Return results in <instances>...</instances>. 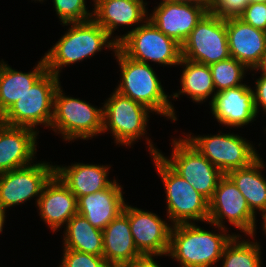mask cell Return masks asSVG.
<instances>
[{"instance_id":"obj_1","label":"cell","mask_w":266,"mask_h":267,"mask_svg":"<svg viewBox=\"0 0 266 267\" xmlns=\"http://www.w3.org/2000/svg\"><path fill=\"white\" fill-rule=\"evenodd\" d=\"M207 224L218 228V233L205 230L196 223L172 226L168 256L174 258L180 267H217L225 246L235 235H240L228 234V228L214 223Z\"/></svg>"},{"instance_id":"obj_2","label":"cell","mask_w":266,"mask_h":267,"mask_svg":"<svg viewBox=\"0 0 266 267\" xmlns=\"http://www.w3.org/2000/svg\"><path fill=\"white\" fill-rule=\"evenodd\" d=\"M61 25L69 28L44 55L47 71L57 77L67 65L90 59L104 48L112 52L118 48V43L93 19Z\"/></svg>"},{"instance_id":"obj_3","label":"cell","mask_w":266,"mask_h":267,"mask_svg":"<svg viewBox=\"0 0 266 267\" xmlns=\"http://www.w3.org/2000/svg\"><path fill=\"white\" fill-rule=\"evenodd\" d=\"M114 56L121 72L120 82L114 90L175 122L177 115L170 101L171 96L164 91L152 65L134 61L118 48Z\"/></svg>"},{"instance_id":"obj_4","label":"cell","mask_w":266,"mask_h":267,"mask_svg":"<svg viewBox=\"0 0 266 267\" xmlns=\"http://www.w3.org/2000/svg\"><path fill=\"white\" fill-rule=\"evenodd\" d=\"M166 194V219L172 225L208 222L209 201L179 176L160 155H151Z\"/></svg>"},{"instance_id":"obj_5","label":"cell","mask_w":266,"mask_h":267,"mask_svg":"<svg viewBox=\"0 0 266 267\" xmlns=\"http://www.w3.org/2000/svg\"><path fill=\"white\" fill-rule=\"evenodd\" d=\"M149 154L160 155L161 158L183 179H185L198 193L210 201L214 195L218 181L224 175L217 167L210 163L185 138H172L171 156L166 157L146 135Z\"/></svg>"},{"instance_id":"obj_6","label":"cell","mask_w":266,"mask_h":267,"mask_svg":"<svg viewBox=\"0 0 266 267\" xmlns=\"http://www.w3.org/2000/svg\"><path fill=\"white\" fill-rule=\"evenodd\" d=\"M61 84L54 95L53 118L50 129L61 134L65 141L88 140L102 134L103 107L66 96ZM78 138V139H77Z\"/></svg>"},{"instance_id":"obj_7","label":"cell","mask_w":266,"mask_h":267,"mask_svg":"<svg viewBox=\"0 0 266 267\" xmlns=\"http://www.w3.org/2000/svg\"><path fill=\"white\" fill-rule=\"evenodd\" d=\"M61 84L60 78L46 71L28 91L0 118L9 126L37 129L44 125L50 129L53 118L54 95Z\"/></svg>"},{"instance_id":"obj_8","label":"cell","mask_w":266,"mask_h":267,"mask_svg":"<svg viewBox=\"0 0 266 267\" xmlns=\"http://www.w3.org/2000/svg\"><path fill=\"white\" fill-rule=\"evenodd\" d=\"M118 49L130 59L161 66H178L181 59V45L161 32L149 19L134 31L117 35Z\"/></svg>"},{"instance_id":"obj_9","label":"cell","mask_w":266,"mask_h":267,"mask_svg":"<svg viewBox=\"0 0 266 267\" xmlns=\"http://www.w3.org/2000/svg\"><path fill=\"white\" fill-rule=\"evenodd\" d=\"M103 107V131L110 132L115 145L131 147L147 134L150 113L145 105L134 101L114 90Z\"/></svg>"},{"instance_id":"obj_10","label":"cell","mask_w":266,"mask_h":267,"mask_svg":"<svg viewBox=\"0 0 266 267\" xmlns=\"http://www.w3.org/2000/svg\"><path fill=\"white\" fill-rule=\"evenodd\" d=\"M190 132L184 137L210 163L217 167L224 175L228 172L249 166L258 157V151L253 142L234 133L194 136Z\"/></svg>"},{"instance_id":"obj_11","label":"cell","mask_w":266,"mask_h":267,"mask_svg":"<svg viewBox=\"0 0 266 267\" xmlns=\"http://www.w3.org/2000/svg\"><path fill=\"white\" fill-rule=\"evenodd\" d=\"M229 57L226 20L208 11L181 45V58L211 65Z\"/></svg>"},{"instance_id":"obj_12","label":"cell","mask_w":266,"mask_h":267,"mask_svg":"<svg viewBox=\"0 0 266 267\" xmlns=\"http://www.w3.org/2000/svg\"><path fill=\"white\" fill-rule=\"evenodd\" d=\"M35 162L0 174L1 210L7 211L35 197L37 205L44 186L55 174V165L45 161Z\"/></svg>"},{"instance_id":"obj_13","label":"cell","mask_w":266,"mask_h":267,"mask_svg":"<svg viewBox=\"0 0 266 267\" xmlns=\"http://www.w3.org/2000/svg\"><path fill=\"white\" fill-rule=\"evenodd\" d=\"M224 220L246 236L252 238L256 236V215L250 210L244 196L227 175L220 178L214 195L209 201L208 222L226 228Z\"/></svg>"},{"instance_id":"obj_14","label":"cell","mask_w":266,"mask_h":267,"mask_svg":"<svg viewBox=\"0 0 266 267\" xmlns=\"http://www.w3.org/2000/svg\"><path fill=\"white\" fill-rule=\"evenodd\" d=\"M208 11L204 2L162 0L148 14V19L166 36L182 45Z\"/></svg>"},{"instance_id":"obj_15","label":"cell","mask_w":266,"mask_h":267,"mask_svg":"<svg viewBox=\"0 0 266 267\" xmlns=\"http://www.w3.org/2000/svg\"><path fill=\"white\" fill-rule=\"evenodd\" d=\"M134 243L142 255L168 256L172 224L156 213L125 204Z\"/></svg>"},{"instance_id":"obj_16","label":"cell","mask_w":266,"mask_h":267,"mask_svg":"<svg viewBox=\"0 0 266 267\" xmlns=\"http://www.w3.org/2000/svg\"><path fill=\"white\" fill-rule=\"evenodd\" d=\"M209 105L214 119L230 128L244 127L258 116L253 89L246 83L217 92Z\"/></svg>"},{"instance_id":"obj_17","label":"cell","mask_w":266,"mask_h":267,"mask_svg":"<svg viewBox=\"0 0 266 267\" xmlns=\"http://www.w3.org/2000/svg\"><path fill=\"white\" fill-rule=\"evenodd\" d=\"M38 134L34 129L0 121V174L34 162Z\"/></svg>"},{"instance_id":"obj_18","label":"cell","mask_w":266,"mask_h":267,"mask_svg":"<svg viewBox=\"0 0 266 267\" xmlns=\"http://www.w3.org/2000/svg\"><path fill=\"white\" fill-rule=\"evenodd\" d=\"M36 206L40 218L53 233L78 213L77 197L56 174L44 186Z\"/></svg>"},{"instance_id":"obj_19","label":"cell","mask_w":266,"mask_h":267,"mask_svg":"<svg viewBox=\"0 0 266 267\" xmlns=\"http://www.w3.org/2000/svg\"><path fill=\"white\" fill-rule=\"evenodd\" d=\"M92 19L112 38L118 27H131L129 33L148 19L147 3L144 0H92ZM141 23V24H140ZM136 27H132L135 26Z\"/></svg>"},{"instance_id":"obj_20","label":"cell","mask_w":266,"mask_h":267,"mask_svg":"<svg viewBox=\"0 0 266 267\" xmlns=\"http://www.w3.org/2000/svg\"><path fill=\"white\" fill-rule=\"evenodd\" d=\"M226 31L230 57L249 70L256 69L266 51V32L240 18L226 19Z\"/></svg>"},{"instance_id":"obj_21","label":"cell","mask_w":266,"mask_h":267,"mask_svg":"<svg viewBox=\"0 0 266 267\" xmlns=\"http://www.w3.org/2000/svg\"><path fill=\"white\" fill-rule=\"evenodd\" d=\"M123 187L115 180L108 188L77 199L78 214L85 217L95 228L104 230L123 212L126 200Z\"/></svg>"},{"instance_id":"obj_22","label":"cell","mask_w":266,"mask_h":267,"mask_svg":"<svg viewBox=\"0 0 266 267\" xmlns=\"http://www.w3.org/2000/svg\"><path fill=\"white\" fill-rule=\"evenodd\" d=\"M103 232V257L110 267H128L142 254L130 230L128 215L123 211Z\"/></svg>"},{"instance_id":"obj_23","label":"cell","mask_w":266,"mask_h":267,"mask_svg":"<svg viewBox=\"0 0 266 267\" xmlns=\"http://www.w3.org/2000/svg\"><path fill=\"white\" fill-rule=\"evenodd\" d=\"M111 165L72 163L71 165H55V174L77 197L92 194L108 188L114 181L110 180Z\"/></svg>"},{"instance_id":"obj_24","label":"cell","mask_w":266,"mask_h":267,"mask_svg":"<svg viewBox=\"0 0 266 267\" xmlns=\"http://www.w3.org/2000/svg\"><path fill=\"white\" fill-rule=\"evenodd\" d=\"M47 71L44 56L33 70L22 72L0 60V118Z\"/></svg>"},{"instance_id":"obj_25","label":"cell","mask_w":266,"mask_h":267,"mask_svg":"<svg viewBox=\"0 0 266 267\" xmlns=\"http://www.w3.org/2000/svg\"><path fill=\"white\" fill-rule=\"evenodd\" d=\"M264 168V161L259 154L249 166L226 174L244 196L248 207L255 215L259 211L261 213L266 210V178L261 172Z\"/></svg>"},{"instance_id":"obj_26","label":"cell","mask_w":266,"mask_h":267,"mask_svg":"<svg viewBox=\"0 0 266 267\" xmlns=\"http://www.w3.org/2000/svg\"><path fill=\"white\" fill-rule=\"evenodd\" d=\"M179 65L183 67L180 78L181 89L170 95L172 100L179 98L180 95H187L193 102L203 103L211 96L210 104L216 90L209 65L185 58L180 59Z\"/></svg>"},{"instance_id":"obj_27","label":"cell","mask_w":266,"mask_h":267,"mask_svg":"<svg viewBox=\"0 0 266 267\" xmlns=\"http://www.w3.org/2000/svg\"><path fill=\"white\" fill-rule=\"evenodd\" d=\"M66 226V227H65ZM64 226L63 249L103 256V232L78 213Z\"/></svg>"},{"instance_id":"obj_28","label":"cell","mask_w":266,"mask_h":267,"mask_svg":"<svg viewBox=\"0 0 266 267\" xmlns=\"http://www.w3.org/2000/svg\"><path fill=\"white\" fill-rule=\"evenodd\" d=\"M242 235H235L225 246L220 261V267H261V245L255 238H241Z\"/></svg>"},{"instance_id":"obj_29","label":"cell","mask_w":266,"mask_h":267,"mask_svg":"<svg viewBox=\"0 0 266 267\" xmlns=\"http://www.w3.org/2000/svg\"><path fill=\"white\" fill-rule=\"evenodd\" d=\"M216 93L225 89L244 85L249 69L233 57L209 65Z\"/></svg>"},{"instance_id":"obj_30","label":"cell","mask_w":266,"mask_h":267,"mask_svg":"<svg viewBox=\"0 0 266 267\" xmlns=\"http://www.w3.org/2000/svg\"><path fill=\"white\" fill-rule=\"evenodd\" d=\"M52 2L61 24L86 22L93 17V12L87 10L86 0H52Z\"/></svg>"},{"instance_id":"obj_31","label":"cell","mask_w":266,"mask_h":267,"mask_svg":"<svg viewBox=\"0 0 266 267\" xmlns=\"http://www.w3.org/2000/svg\"><path fill=\"white\" fill-rule=\"evenodd\" d=\"M59 267H110L103 256H96L72 249H63Z\"/></svg>"},{"instance_id":"obj_32","label":"cell","mask_w":266,"mask_h":267,"mask_svg":"<svg viewBox=\"0 0 266 267\" xmlns=\"http://www.w3.org/2000/svg\"><path fill=\"white\" fill-rule=\"evenodd\" d=\"M250 0H213L209 5V12L221 19L239 18Z\"/></svg>"},{"instance_id":"obj_33","label":"cell","mask_w":266,"mask_h":267,"mask_svg":"<svg viewBox=\"0 0 266 267\" xmlns=\"http://www.w3.org/2000/svg\"><path fill=\"white\" fill-rule=\"evenodd\" d=\"M239 18L254 28L266 32V2H251Z\"/></svg>"},{"instance_id":"obj_34","label":"cell","mask_w":266,"mask_h":267,"mask_svg":"<svg viewBox=\"0 0 266 267\" xmlns=\"http://www.w3.org/2000/svg\"><path fill=\"white\" fill-rule=\"evenodd\" d=\"M253 96L257 114L261 108L266 114V73L261 72L259 78H256Z\"/></svg>"},{"instance_id":"obj_35","label":"cell","mask_w":266,"mask_h":267,"mask_svg":"<svg viewBox=\"0 0 266 267\" xmlns=\"http://www.w3.org/2000/svg\"><path fill=\"white\" fill-rule=\"evenodd\" d=\"M155 257H158V255H142L128 267H161V265H158V261L154 259Z\"/></svg>"},{"instance_id":"obj_36","label":"cell","mask_w":266,"mask_h":267,"mask_svg":"<svg viewBox=\"0 0 266 267\" xmlns=\"http://www.w3.org/2000/svg\"><path fill=\"white\" fill-rule=\"evenodd\" d=\"M251 72L253 71H257L258 73L259 72H262V73H266V51L263 55V58L261 60V63L257 66L256 69H253V70H250Z\"/></svg>"},{"instance_id":"obj_37","label":"cell","mask_w":266,"mask_h":267,"mask_svg":"<svg viewBox=\"0 0 266 267\" xmlns=\"http://www.w3.org/2000/svg\"><path fill=\"white\" fill-rule=\"evenodd\" d=\"M6 211L0 209V234L3 232L4 223H5V217H6Z\"/></svg>"},{"instance_id":"obj_38","label":"cell","mask_w":266,"mask_h":267,"mask_svg":"<svg viewBox=\"0 0 266 267\" xmlns=\"http://www.w3.org/2000/svg\"><path fill=\"white\" fill-rule=\"evenodd\" d=\"M260 215H261V219L263 220L262 222V227L261 228H263L262 230L264 231V233L263 234H265L266 235V210H264L263 212H261L260 213Z\"/></svg>"},{"instance_id":"obj_39","label":"cell","mask_w":266,"mask_h":267,"mask_svg":"<svg viewBox=\"0 0 266 267\" xmlns=\"http://www.w3.org/2000/svg\"><path fill=\"white\" fill-rule=\"evenodd\" d=\"M165 1H176V2H204L205 0H165Z\"/></svg>"},{"instance_id":"obj_40","label":"cell","mask_w":266,"mask_h":267,"mask_svg":"<svg viewBox=\"0 0 266 267\" xmlns=\"http://www.w3.org/2000/svg\"><path fill=\"white\" fill-rule=\"evenodd\" d=\"M251 2H257V3H263L266 2V0H250Z\"/></svg>"},{"instance_id":"obj_41","label":"cell","mask_w":266,"mask_h":267,"mask_svg":"<svg viewBox=\"0 0 266 267\" xmlns=\"http://www.w3.org/2000/svg\"><path fill=\"white\" fill-rule=\"evenodd\" d=\"M213 0H205V3L209 5Z\"/></svg>"},{"instance_id":"obj_42","label":"cell","mask_w":266,"mask_h":267,"mask_svg":"<svg viewBox=\"0 0 266 267\" xmlns=\"http://www.w3.org/2000/svg\"><path fill=\"white\" fill-rule=\"evenodd\" d=\"M34 1H35V2H36V1H37V2H38V1H39V2H43L44 0H34ZM45 1H46V0H45Z\"/></svg>"}]
</instances>
